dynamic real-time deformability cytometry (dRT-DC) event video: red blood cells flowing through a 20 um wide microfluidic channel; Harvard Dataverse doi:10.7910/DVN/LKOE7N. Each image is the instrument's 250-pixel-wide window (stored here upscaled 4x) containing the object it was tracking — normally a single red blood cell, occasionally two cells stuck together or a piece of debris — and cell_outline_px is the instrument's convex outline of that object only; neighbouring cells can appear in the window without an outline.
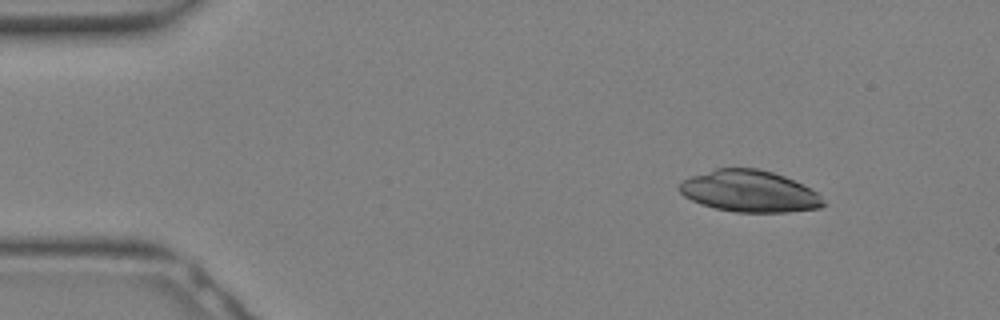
{"species": "Egyptian fruit bat (a non-hibernating species)", "species_latin": "Rousettus aegyptiacus", "temperature_condition": "warm", "stored_images_in_passage": 12, "camera_frame_rate_fps": 3000, "um_per_image_px": 0.085, "animal": {"sex": "female"}, "frame": {"image": 1, "passage_image": 1, "time_ms": 0.0, "image_size_px": [1000, 320], "cell_outline_px": [[824, 204], [820, 208], [788, 212], [736, 212], [716, 208], [700, 204], [684, 196], [680, 192], [680, 184], [684, 180], [692, 176], [716, 168], [756, 168], [772, 172], [784, 176], [816, 192], [824, 200]], "centroid_in_image_um": [63.69, 16.26], "position_along_channel_um": 21.3, "area_um2": 34.51}}
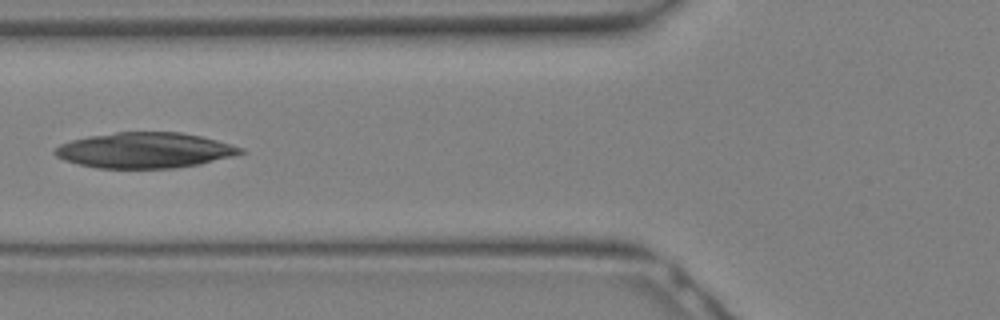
{"frame": {"image": 2, "passage_image": 9, "time_ms": 2.667, "image_size_px": [1000, 320], "cell_outline_px": [[244, 152], [232, 156], [200, 164], [176, 168], [96, 168], [64, 160], [56, 156], [52, 152], [60, 144], [72, 140], [88, 136], [116, 132], [180, 132], [200, 136], [232, 144], [244, 148]], "centroid_in_image_um": [12.3, 12.77], "position_along_channel_um": 113.5, "area_um2": 38.38}}
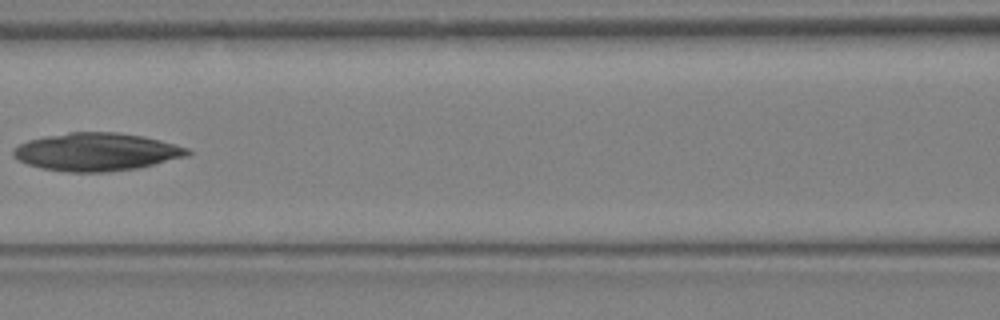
{"frame": {"image": 3, "passage_image": 11, "time_ms": 3.333, "image_size_px": [1000, 320], "cell_outline_px": [[192, 156], [136, 168], [104, 172], [68, 172], [40, 168], [28, 164], [12, 156], [12, 152], [20, 144], [28, 140], [44, 136], [68, 132], [120, 132], [144, 136], [176, 144], [188, 148], [192, 152]], "centroid_in_image_um": [8.25, 12.9], "position_along_channel_um": 158.3, "area_um2": 38.73}}